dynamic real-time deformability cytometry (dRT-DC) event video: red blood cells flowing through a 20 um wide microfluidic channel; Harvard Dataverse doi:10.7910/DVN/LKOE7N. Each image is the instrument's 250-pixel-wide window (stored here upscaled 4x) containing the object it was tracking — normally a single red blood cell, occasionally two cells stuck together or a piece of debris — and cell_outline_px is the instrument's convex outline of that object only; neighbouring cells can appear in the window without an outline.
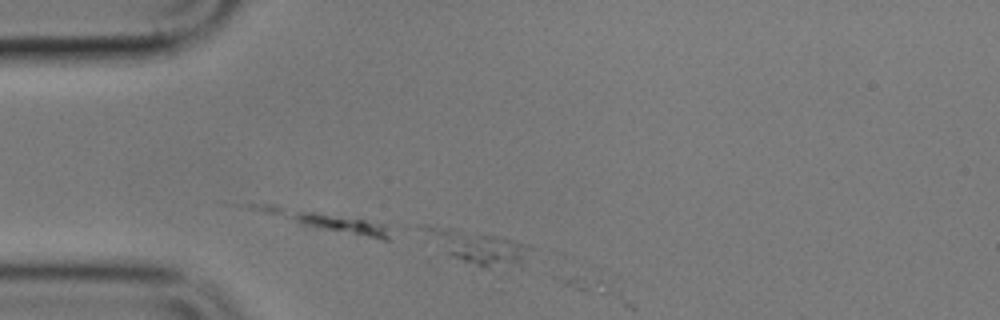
{"species": "common noctule bat (a hibernating species)", "species_latin": "Nyctalus noctula", "temperature_condition": "cold", "stored_images_in_passage": 3, "camera_frame_rate_fps": 3000, "um_per_image_px": 0.085, "animal": {"sex": "male", "body_mass_g": 17.9}, "frame": {"image": 1, "passage_image": 2, "time_ms": 1.333, "image_size_px": [1000, 320], "cell_outline_px": [[532, 248], [520, 264], [488, 268], [464, 260], [448, 252], [480, 236], [492, 236], [524, 244]], "centroid_in_image_um": [41.84, 21.42], "position_along_channel_um": 43.2, "area_um2": 12.48}}